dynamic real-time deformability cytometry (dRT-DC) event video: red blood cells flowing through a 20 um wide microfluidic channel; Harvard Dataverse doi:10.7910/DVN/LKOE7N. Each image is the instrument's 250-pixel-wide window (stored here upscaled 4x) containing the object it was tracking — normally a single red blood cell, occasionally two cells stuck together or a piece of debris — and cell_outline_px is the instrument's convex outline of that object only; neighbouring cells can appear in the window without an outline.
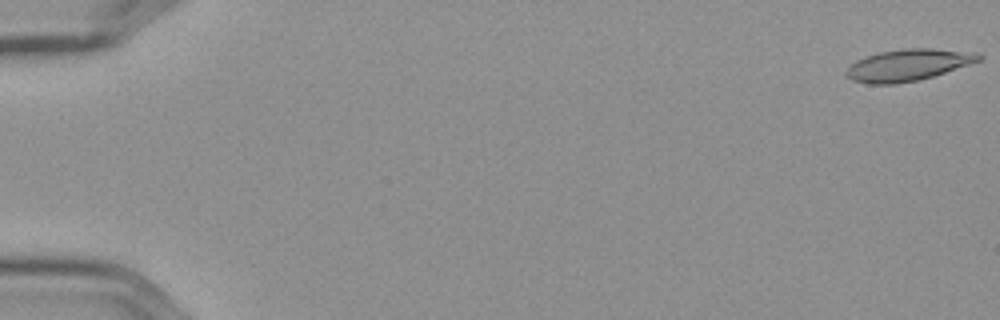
{"species": "Egyptian fruit bat (a non-hibernating species)", "species_latin": "Rousettus aegyptiacus", "temperature_condition": "cold", "stored_images_in_passage": 57, "camera_frame_rate_fps": 3000, "um_per_image_px": 0.085, "frame": {"image": 1, "passage_image": 1, "time_ms": 0.0, "image_size_px": [1000, 320], "cell_outline_px": [[984, 56], [980, 60], [932, 76], [916, 80], [892, 84], [868, 84], [852, 80], [844, 76], [844, 72], [856, 60], [880, 52], [904, 48], [932, 48], [976, 52]], "centroid_in_image_um": [77.16, 5.52], "position_along_channel_um": 7.8, "area_um2": 24.22}}
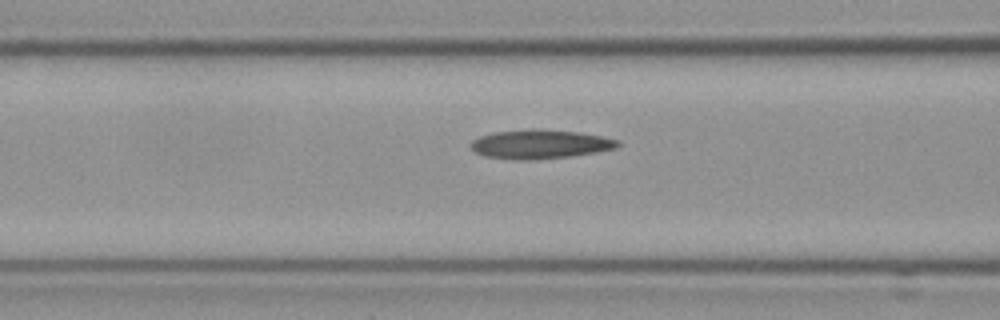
{"frame": {"image": 2, "passage_image": 24, "time_ms": 7.667, "image_size_px": [1000, 320], "cell_outline_px": [[620, 144], [616, 148], [596, 152], [568, 156], [532, 160], [512, 160], [484, 156], [476, 152], [468, 144], [472, 140], [480, 136], [496, 132], [532, 128], [536, 128], [580, 132], [620, 140]], "centroid_in_image_um": [45.88, 12.25], "position_along_channel_um": 120.7, "area_um2": 24.97}}
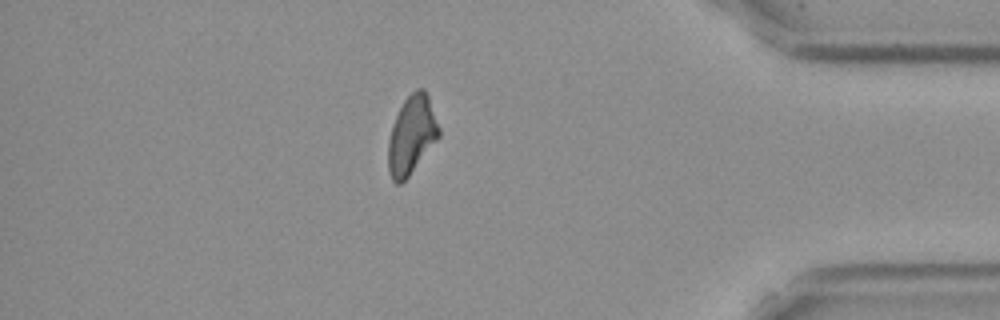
{"frame": {"image": 3, "passage_image": 50, "time_ms": 16.333, "image_size_px": [1000, 320], "cell_outline_px": [[440, 136], [408, 176], [400, 184], [396, 184], [392, 180], [388, 172], [388, 140], [392, 124], [404, 100], [416, 88], [424, 88], [428, 96], [440, 128]], "centroid_in_image_um": [34.98, 11.47], "position_along_channel_um": 400.2, "area_um2": 23.0}, "authors_computed_cell_mechanics": {"area_um2": 23.5824, "velocity_mm_per_s": 3.5871, "shape_relaxation_time_tau1_ms": null, "shape_relaxation_time_tau2_ms": 6.3754, "deformation_change_tau1": null, "deformation_change_tau2": 0.1377}}